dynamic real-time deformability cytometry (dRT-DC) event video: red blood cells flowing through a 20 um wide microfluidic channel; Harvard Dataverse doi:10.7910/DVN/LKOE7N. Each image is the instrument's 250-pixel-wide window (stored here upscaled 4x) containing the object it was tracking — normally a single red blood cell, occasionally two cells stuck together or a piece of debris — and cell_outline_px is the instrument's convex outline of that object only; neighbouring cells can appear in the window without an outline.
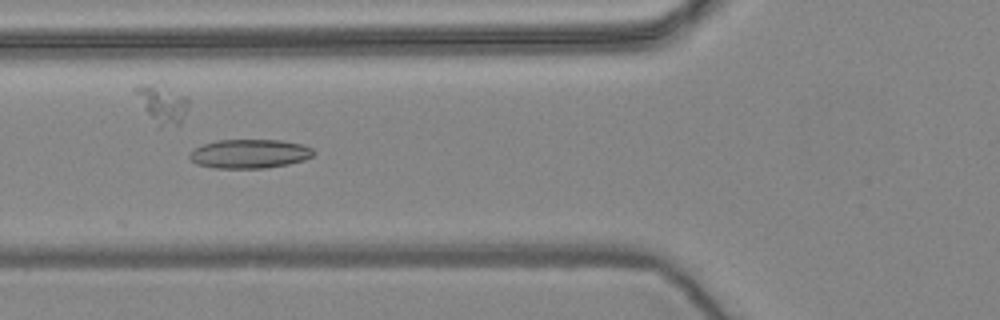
{"species": "common noctule bat (a hibernating species)", "species_latin": "Nyctalus noctula", "temperature_condition": "warm", "stored_images_in_passage": 57, "camera_frame_rate_fps": 3000, "um_per_image_px": 0.085, "animal": {"sex": "female", "body_mass_g": 24.6, "forearm_length_mm": 56.2}, "frame": {"image": 1, "passage_image": 21, "time_ms": 6.667, "image_size_px": [1000, 320], "cell_outline_px": [[316, 152], [312, 156], [304, 160], [288, 164], [264, 168], [212, 168], [196, 164], [188, 156], [188, 152], [204, 144], [216, 140], [280, 140], [304, 144], [312, 148]], "centroid_in_image_um": [21.22, 13.07], "position_along_channel_um": 104.6, "area_um2": 21.1}}
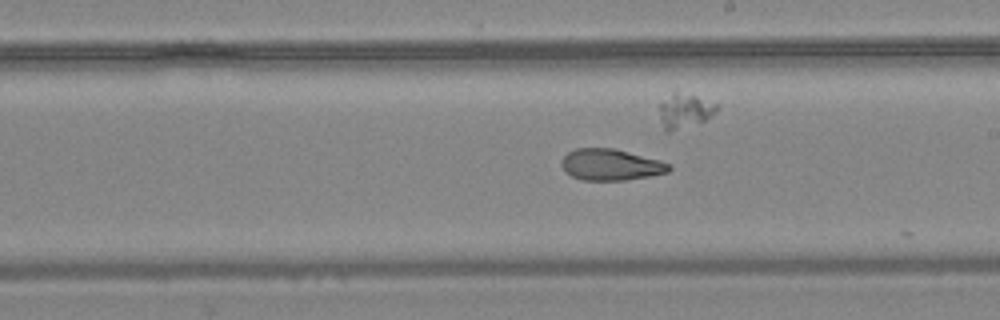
{"frame": {"image": 2, "passage_image": 32, "time_ms": 10.333, "image_size_px": [1000, 320], "cell_outline_px": [[672, 168], [668, 172], [648, 176], [624, 180], [580, 180], [572, 176], [560, 164], [560, 160], [568, 152], [576, 148], [612, 148], [628, 152], [672, 164]], "centroid_in_image_um": [51.9, 14.0], "position_along_channel_um": 237.1, "area_um2": 19.42}}
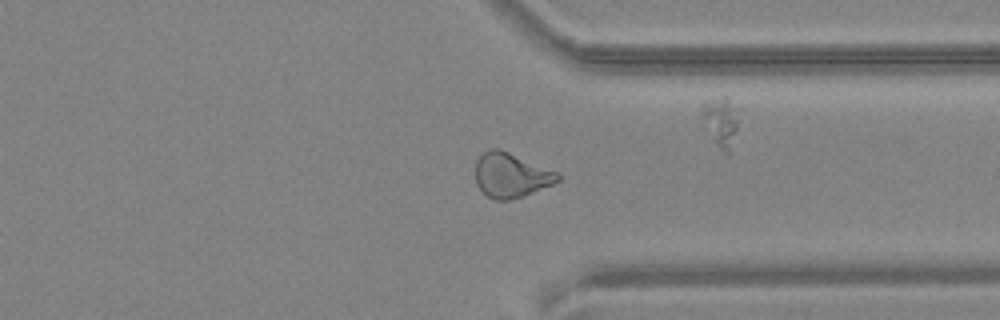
{"frame": {"image": 3, "passage_image": 43, "time_ms": 14.0, "image_size_px": [1000, 320], "cell_outline_px": [[560, 180], [552, 184], [532, 192], [508, 200], [496, 200], [488, 196], [476, 184], [476, 160], [488, 148], [500, 148], [560, 172]], "centroid_in_image_um": [43.45, 14.86], "position_along_channel_um": 368.0, "area_um2": 21.39}, "authors_computed_cell_mechanics": {"area_um2": 22.0218, "velocity_mm_per_s": 3.6063, "shape_relaxation_time_tau1_ms": null, "shape_relaxation_time_tau2_ms": 2.9272, "deformation_change_tau1": null, "deformation_change_tau2": 0.0967}}